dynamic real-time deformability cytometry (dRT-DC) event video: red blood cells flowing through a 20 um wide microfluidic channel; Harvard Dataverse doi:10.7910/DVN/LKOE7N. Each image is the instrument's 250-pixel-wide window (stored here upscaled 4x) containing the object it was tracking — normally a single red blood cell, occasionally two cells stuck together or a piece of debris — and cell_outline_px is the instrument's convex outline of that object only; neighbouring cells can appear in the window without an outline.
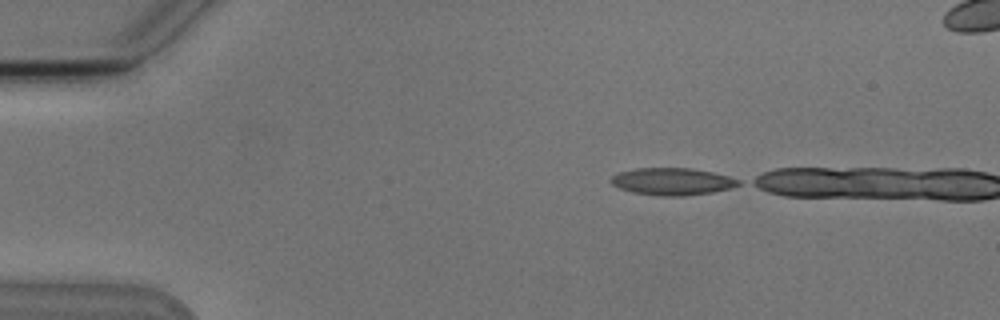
{"species": "Egyptian fruit bat (a non-hibernating species)", "species_latin": "Rousettus aegyptiacus", "temperature_condition": "cold", "stored_images_in_passage": 2, "camera_frame_rate_fps": 3000, "um_per_image_px": 0.085, "animal": {"sex": "male"}, "frame": {"image": 1, "passage_image": 1, "time_ms": 0.0, "image_size_px": [1000, 320], "cell_outline_px": [[740, 184], [732, 188], [712, 192], [684, 196], [660, 196], [632, 192], [620, 188], [612, 184], [608, 180], [612, 176], [620, 172], [636, 168], [692, 168], [712, 172], [728, 176], [740, 180]], "centroid_in_image_um": [57.14, 15.43], "position_along_channel_um": 27.9, "area_um2": 20.23}}